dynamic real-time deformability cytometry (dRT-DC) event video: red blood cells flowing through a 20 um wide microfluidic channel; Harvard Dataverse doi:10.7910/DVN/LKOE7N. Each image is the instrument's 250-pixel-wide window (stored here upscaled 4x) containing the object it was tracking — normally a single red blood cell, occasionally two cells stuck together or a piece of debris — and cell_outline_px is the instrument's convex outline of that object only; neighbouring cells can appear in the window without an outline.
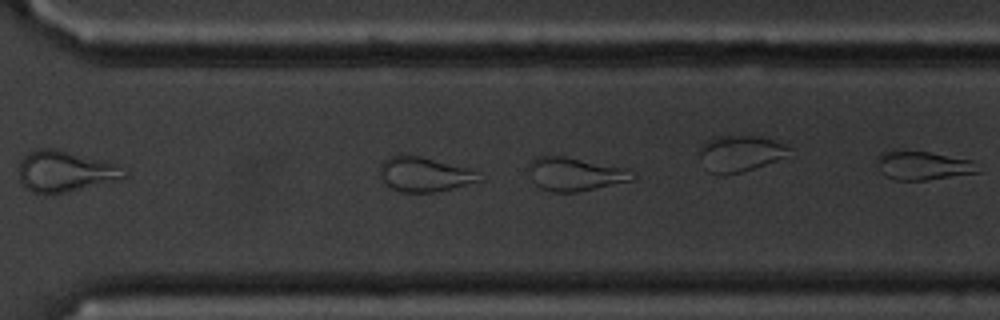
{"species": "common noctule bat (a hibernating species)", "species_latin": "Nyctalus noctula", "temperature_condition": "cold", "stored_images_in_passage": 28, "camera_frame_rate_fps": 3000, "um_per_image_px": 0.085, "animal": {"sex": "male", "body_mass_g": 20.1, "forearm_length_mm": 53.5}, "frame": {"image": 1, "passage_image": 24, "time_ms": 7.667, "image_size_px": [1000, 320], "cell_outline_px": [[636, 176], [632, 180], [580, 192], [552, 192], [540, 188], [532, 180], [528, 172], [528, 164], [536, 156], [564, 156], [628, 168], [636, 172]], "centroid_in_image_um": [48.89, 14.8], "position_along_channel_um": 321.7, "area_um2": 20.52}}